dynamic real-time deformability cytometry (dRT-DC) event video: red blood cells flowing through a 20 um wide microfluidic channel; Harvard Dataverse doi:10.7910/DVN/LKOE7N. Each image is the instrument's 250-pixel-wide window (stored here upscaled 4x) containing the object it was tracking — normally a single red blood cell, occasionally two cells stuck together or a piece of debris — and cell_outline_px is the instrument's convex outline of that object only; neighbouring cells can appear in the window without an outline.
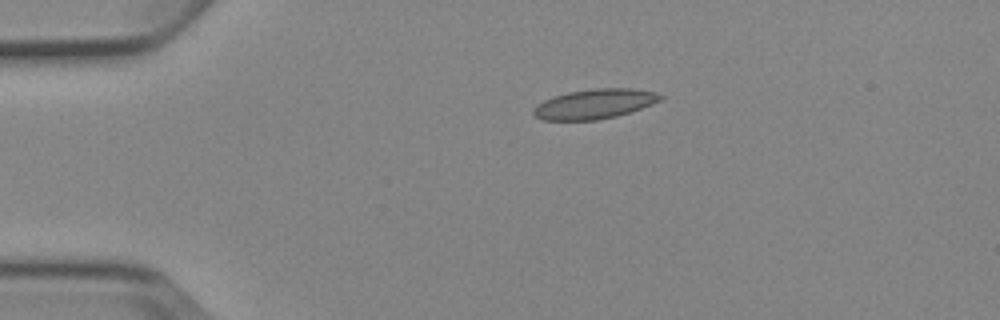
{"species": "Egyptian fruit bat (a non-hibernating species)", "species_latin": "Rousettus aegyptiacus", "temperature_condition": "cold", "stored_images_in_passage": 6, "camera_frame_rate_fps": 3000, "um_per_image_px": 0.085, "animal": {"sex": "female"}, "frame": {"image": 1, "passage_image": 4, "time_ms": 3.667, "image_size_px": [1000, 320], "cell_outline_px": [[664, 96], [660, 100], [652, 104], [616, 116], [596, 120], [540, 120], [532, 112], [532, 108], [536, 104], [552, 96], [568, 92], [592, 88], [632, 88], [656, 92]], "centroid_in_image_um": [50.49, 8.82], "position_along_channel_um": 34.5, "area_um2": 22.08}}
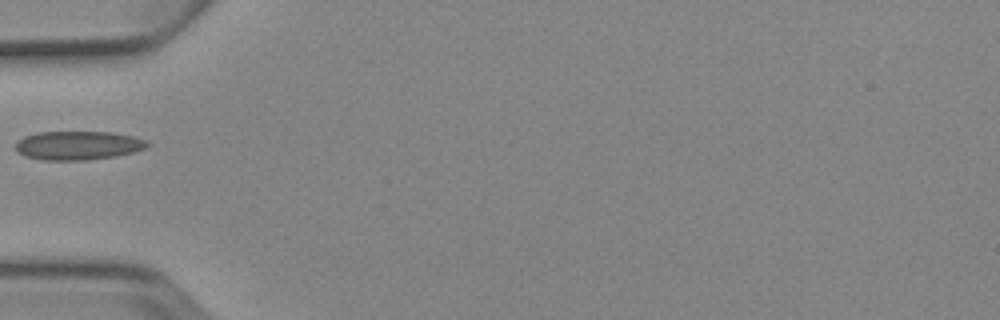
{"frame": {"image": 2, "passage_image": 6, "time_ms": 6.0, "image_size_px": [1000, 320], "cell_outline_px": [[148, 148], [116, 156], [88, 160], [44, 160], [24, 156], [16, 152], [16, 140], [24, 136], [36, 132], [112, 132], [132, 136], [144, 140], [148, 144]], "centroid_in_image_um": [6.59, 12.36], "position_along_channel_um": 78.4, "area_um2": 22.2}}